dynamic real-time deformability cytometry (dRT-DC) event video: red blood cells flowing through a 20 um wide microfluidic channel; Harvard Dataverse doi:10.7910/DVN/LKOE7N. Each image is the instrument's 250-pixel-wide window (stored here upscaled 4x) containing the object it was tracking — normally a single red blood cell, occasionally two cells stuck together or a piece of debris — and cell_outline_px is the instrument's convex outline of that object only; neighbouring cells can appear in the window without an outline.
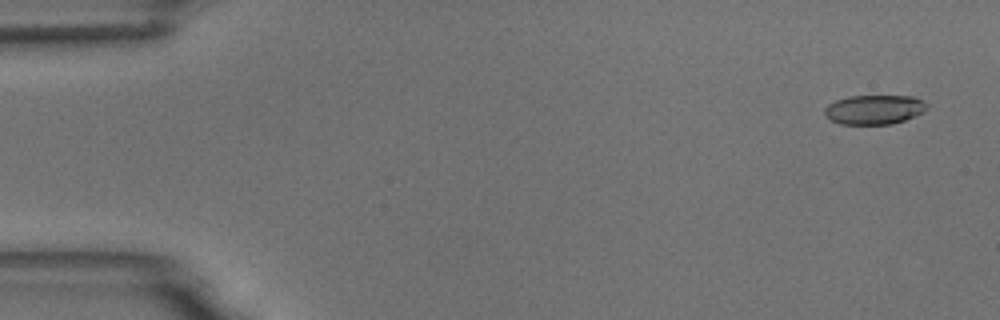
{"species": "common noctule bat (a hibernating species)", "species_latin": "Nyctalus noctula", "temperature_condition": "room temperature", "stored_images_in_passage": 54, "camera_frame_rate_fps": 3000, "um_per_image_px": 0.085, "animal": {"sex": "male", "body_mass_g": 18.8}, "frame": {"image": 1, "passage_image": 3, "time_ms": 0.667, "image_size_px": [1000, 320], "cell_outline_px": [[928, 108], [924, 112], [904, 120], [892, 124], [840, 124], [832, 120], [824, 112], [824, 108], [828, 104], [836, 100], [848, 96], [912, 96], [928, 104]], "centroid_in_image_um": [74.32, 9.31], "position_along_channel_um": 10.7, "area_um2": 17.46}}
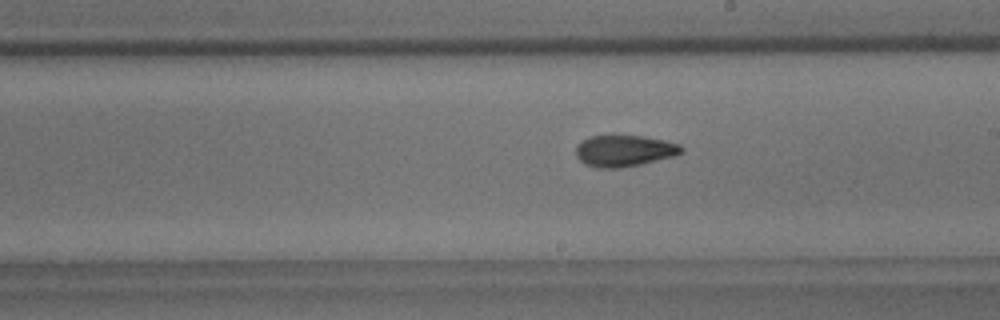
{"frame": {"image": 2, "passage_image": 31, "time_ms": 10.0, "image_size_px": [1000, 320], "cell_outline_px": [[684, 152], [672, 156], [640, 164], [620, 168], [596, 168], [584, 164], [576, 156], [576, 144], [580, 140], [588, 136], [612, 132], [644, 136], [664, 140], [680, 144], [684, 148]], "centroid_in_image_um": [52.99, 12.76], "position_along_channel_um": 236.0, "area_um2": 20.23}}
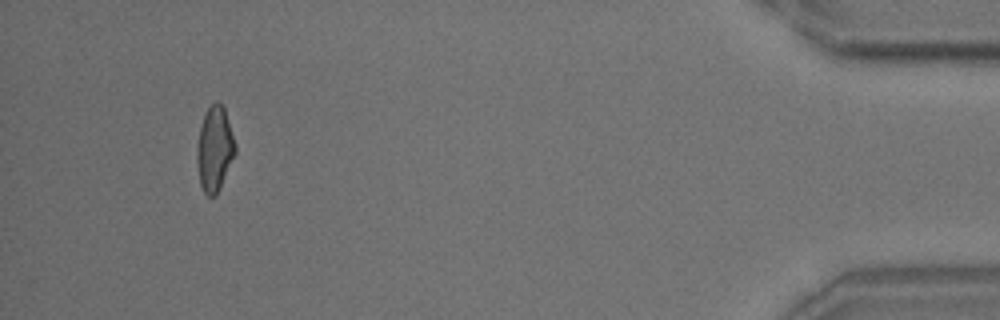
{"frame": {"image": 3, "passage_image": 51, "time_ms": 16.667, "image_size_px": [1000, 320], "cell_outline_px": [[236, 152], [220, 188], [216, 196], [208, 196], [204, 192], [200, 184], [196, 160], [196, 148], [200, 128], [204, 116], [208, 108], [216, 100], [224, 108], [236, 144]], "centroid_in_image_um": [18.24, 12.68], "position_along_channel_um": 417.0, "area_um2": 18.84}, "authors_computed_cell_mechanics": {"area_um2": 18.8428, "velocity_mm_per_s": 3.7597, "shape_relaxation_time_tau1_ms": 5.2907, "shape_relaxation_time_tau2_ms": 2.6288, "deformation_change_tau1": 0.1436, "deformation_change_tau2": 0.0882}}